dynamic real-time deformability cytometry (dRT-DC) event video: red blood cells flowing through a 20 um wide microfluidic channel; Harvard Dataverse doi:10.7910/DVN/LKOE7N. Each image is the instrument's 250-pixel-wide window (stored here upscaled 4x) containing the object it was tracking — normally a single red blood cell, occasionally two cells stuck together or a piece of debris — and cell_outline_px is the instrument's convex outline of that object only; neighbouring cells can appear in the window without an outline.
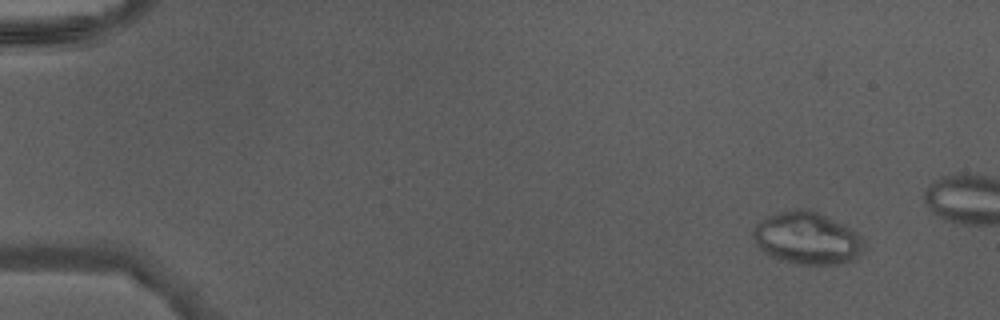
{"species": "Egyptian fruit bat (a non-hibernating species)", "species_latin": "Rousettus aegyptiacus", "temperature_condition": "warm", "stored_images_in_passage": 15, "camera_frame_rate_fps": 3000, "um_per_image_px": 0.085, "animal": {"sex": "male"}, "frame": {"image": 1, "passage_image": 5, "time_ms": 1.333, "image_size_px": [1000, 320], "cell_outline_px": [[864, 248], [860, 256], [856, 260], [840, 264], [796, 264], [780, 260], [764, 252], [756, 244], [752, 236], [752, 228], [756, 224], [768, 216], [800, 208], [808, 208], [860, 232], [864, 240]], "centroid_in_image_um": [68.65, 20.26], "position_along_channel_um": 16.3, "area_um2": 33.99}}